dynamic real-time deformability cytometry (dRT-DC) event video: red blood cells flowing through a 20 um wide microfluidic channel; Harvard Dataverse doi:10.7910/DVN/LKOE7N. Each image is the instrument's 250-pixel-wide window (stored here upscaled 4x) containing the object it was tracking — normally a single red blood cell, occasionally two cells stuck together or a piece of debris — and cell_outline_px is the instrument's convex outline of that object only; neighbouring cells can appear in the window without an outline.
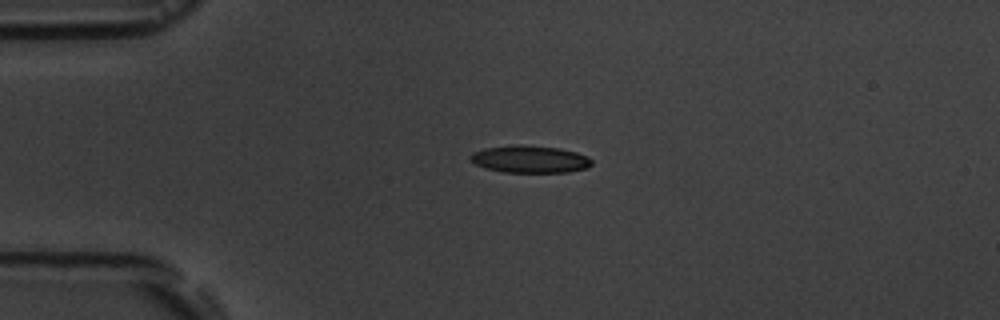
{"species": "common noctule bat (a hibernating species)", "species_latin": "Nyctalus noctula", "temperature_condition": "room temperature", "stored_images_in_passage": 3, "camera_frame_rate_fps": 3000, "um_per_image_px": 0.085, "animal": {"sex": "male", "body_mass_g": 19.5, "forearm_length_mm": 54.6}, "frame": {"image": 1, "passage_image": 1, "time_ms": 0.0, "image_size_px": [1000, 320], "cell_outline_px": [[592, 164], [588, 168], [568, 172], [504, 172], [488, 168], [476, 164], [472, 160], [472, 152], [484, 148], [512, 144], [524, 144], [560, 148], [576, 152], [588, 156], [592, 160]], "centroid_in_image_um": [45.09, 13.51], "position_along_channel_um": 39.9, "area_um2": 19.36}}
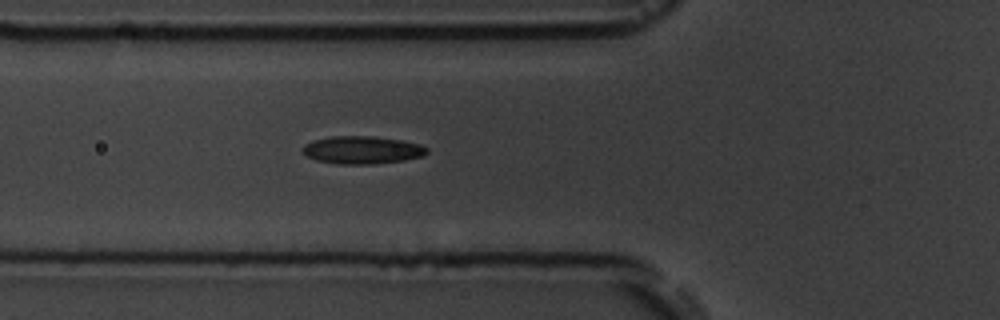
{"frame": {"image": 2, "passage_image": 3, "time_ms": 2.333, "image_size_px": [1000, 320], "cell_outline_px": [[428, 152], [424, 156], [404, 160], [372, 164], [340, 164], [316, 160], [308, 156], [300, 148], [304, 144], [312, 140], [332, 136], [372, 136], [400, 140], [420, 144], [428, 148]], "centroid_in_image_um": [30.78, 12.74], "position_along_channel_um": 95.0, "area_um2": 20.11}}